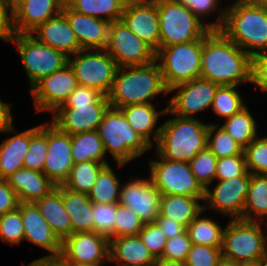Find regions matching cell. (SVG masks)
<instances>
[{
  "label": "cell",
  "mask_w": 267,
  "mask_h": 266,
  "mask_svg": "<svg viewBox=\"0 0 267 266\" xmlns=\"http://www.w3.org/2000/svg\"><path fill=\"white\" fill-rule=\"evenodd\" d=\"M216 182L214 188L208 187L205 190L204 211L212 209L224 217L240 219L251 185L250 172L247 171L244 175Z\"/></svg>",
  "instance_id": "13"
},
{
  "label": "cell",
  "mask_w": 267,
  "mask_h": 266,
  "mask_svg": "<svg viewBox=\"0 0 267 266\" xmlns=\"http://www.w3.org/2000/svg\"><path fill=\"white\" fill-rule=\"evenodd\" d=\"M217 159L218 158L206 147L198 152L189 162L192 173L204 190L215 182Z\"/></svg>",
  "instance_id": "42"
},
{
  "label": "cell",
  "mask_w": 267,
  "mask_h": 266,
  "mask_svg": "<svg viewBox=\"0 0 267 266\" xmlns=\"http://www.w3.org/2000/svg\"><path fill=\"white\" fill-rule=\"evenodd\" d=\"M155 106V104H136L119 108L134 131L152 148L153 140L157 143L160 136L161 125L156 127L159 117L165 115L167 111V106L160 110H157Z\"/></svg>",
  "instance_id": "26"
},
{
  "label": "cell",
  "mask_w": 267,
  "mask_h": 266,
  "mask_svg": "<svg viewBox=\"0 0 267 266\" xmlns=\"http://www.w3.org/2000/svg\"><path fill=\"white\" fill-rule=\"evenodd\" d=\"M13 34L12 10L6 0H0V38L9 43Z\"/></svg>",
  "instance_id": "55"
},
{
  "label": "cell",
  "mask_w": 267,
  "mask_h": 266,
  "mask_svg": "<svg viewBox=\"0 0 267 266\" xmlns=\"http://www.w3.org/2000/svg\"><path fill=\"white\" fill-rule=\"evenodd\" d=\"M15 130L11 104L3 102L2 99H0V132L11 133L15 132Z\"/></svg>",
  "instance_id": "57"
},
{
  "label": "cell",
  "mask_w": 267,
  "mask_h": 266,
  "mask_svg": "<svg viewBox=\"0 0 267 266\" xmlns=\"http://www.w3.org/2000/svg\"><path fill=\"white\" fill-rule=\"evenodd\" d=\"M61 194L72 224V233L94 231L93 203L89 195L71 191L63 185H61Z\"/></svg>",
  "instance_id": "30"
},
{
  "label": "cell",
  "mask_w": 267,
  "mask_h": 266,
  "mask_svg": "<svg viewBox=\"0 0 267 266\" xmlns=\"http://www.w3.org/2000/svg\"><path fill=\"white\" fill-rule=\"evenodd\" d=\"M256 5L267 10V0H252Z\"/></svg>",
  "instance_id": "64"
},
{
  "label": "cell",
  "mask_w": 267,
  "mask_h": 266,
  "mask_svg": "<svg viewBox=\"0 0 267 266\" xmlns=\"http://www.w3.org/2000/svg\"><path fill=\"white\" fill-rule=\"evenodd\" d=\"M24 0H6L9 8L13 10L17 5H19Z\"/></svg>",
  "instance_id": "62"
},
{
  "label": "cell",
  "mask_w": 267,
  "mask_h": 266,
  "mask_svg": "<svg viewBox=\"0 0 267 266\" xmlns=\"http://www.w3.org/2000/svg\"><path fill=\"white\" fill-rule=\"evenodd\" d=\"M116 214L117 204L93 203L92 217L94 221V231L105 235L109 239L115 238Z\"/></svg>",
  "instance_id": "46"
},
{
  "label": "cell",
  "mask_w": 267,
  "mask_h": 266,
  "mask_svg": "<svg viewBox=\"0 0 267 266\" xmlns=\"http://www.w3.org/2000/svg\"><path fill=\"white\" fill-rule=\"evenodd\" d=\"M246 168L250 174L267 175V136H257L245 149Z\"/></svg>",
  "instance_id": "44"
},
{
  "label": "cell",
  "mask_w": 267,
  "mask_h": 266,
  "mask_svg": "<svg viewBox=\"0 0 267 266\" xmlns=\"http://www.w3.org/2000/svg\"><path fill=\"white\" fill-rule=\"evenodd\" d=\"M68 63L74 71L78 85L95 88L108 96L118 65L105 49L80 50Z\"/></svg>",
  "instance_id": "10"
},
{
  "label": "cell",
  "mask_w": 267,
  "mask_h": 266,
  "mask_svg": "<svg viewBox=\"0 0 267 266\" xmlns=\"http://www.w3.org/2000/svg\"><path fill=\"white\" fill-rule=\"evenodd\" d=\"M201 201L203 202L204 198L161 195L159 214L187 228L190 222L204 210Z\"/></svg>",
  "instance_id": "31"
},
{
  "label": "cell",
  "mask_w": 267,
  "mask_h": 266,
  "mask_svg": "<svg viewBox=\"0 0 267 266\" xmlns=\"http://www.w3.org/2000/svg\"><path fill=\"white\" fill-rule=\"evenodd\" d=\"M105 50L118 67L142 66L156 60V51L139 39L121 19L110 23Z\"/></svg>",
  "instance_id": "12"
},
{
  "label": "cell",
  "mask_w": 267,
  "mask_h": 266,
  "mask_svg": "<svg viewBox=\"0 0 267 266\" xmlns=\"http://www.w3.org/2000/svg\"><path fill=\"white\" fill-rule=\"evenodd\" d=\"M97 132L105 152L112 156L118 168L124 167L152 148L134 131L119 109H108Z\"/></svg>",
  "instance_id": "5"
},
{
  "label": "cell",
  "mask_w": 267,
  "mask_h": 266,
  "mask_svg": "<svg viewBox=\"0 0 267 266\" xmlns=\"http://www.w3.org/2000/svg\"><path fill=\"white\" fill-rule=\"evenodd\" d=\"M247 172L245 154L217 159L216 180H227Z\"/></svg>",
  "instance_id": "50"
},
{
  "label": "cell",
  "mask_w": 267,
  "mask_h": 266,
  "mask_svg": "<svg viewBox=\"0 0 267 266\" xmlns=\"http://www.w3.org/2000/svg\"><path fill=\"white\" fill-rule=\"evenodd\" d=\"M31 35L41 43L71 57L82 50L74 31L69 26L66 16L61 12L40 24Z\"/></svg>",
  "instance_id": "24"
},
{
  "label": "cell",
  "mask_w": 267,
  "mask_h": 266,
  "mask_svg": "<svg viewBox=\"0 0 267 266\" xmlns=\"http://www.w3.org/2000/svg\"><path fill=\"white\" fill-rule=\"evenodd\" d=\"M83 104H110L108 96H105L95 88L78 85L70 94L68 100L63 105H83Z\"/></svg>",
  "instance_id": "52"
},
{
  "label": "cell",
  "mask_w": 267,
  "mask_h": 266,
  "mask_svg": "<svg viewBox=\"0 0 267 266\" xmlns=\"http://www.w3.org/2000/svg\"><path fill=\"white\" fill-rule=\"evenodd\" d=\"M267 175L251 174V185L241 220L266 222L267 225ZM266 219V220H264Z\"/></svg>",
  "instance_id": "32"
},
{
  "label": "cell",
  "mask_w": 267,
  "mask_h": 266,
  "mask_svg": "<svg viewBox=\"0 0 267 266\" xmlns=\"http://www.w3.org/2000/svg\"><path fill=\"white\" fill-rule=\"evenodd\" d=\"M114 169L107 164L99 173L91 192L88 194L92 203L118 204L121 181Z\"/></svg>",
  "instance_id": "38"
},
{
  "label": "cell",
  "mask_w": 267,
  "mask_h": 266,
  "mask_svg": "<svg viewBox=\"0 0 267 266\" xmlns=\"http://www.w3.org/2000/svg\"><path fill=\"white\" fill-rule=\"evenodd\" d=\"M263 222L230 219L224 229L222 255L236 262H253L267 257V233Z\"/></svg>",
  "instance_id": "7"
},
{
  "label": "cell",
  "mask_w": 267,
  "mask_h": 266,
  "mask_svg": "<svg viewBox=\"0 0 267 266\" xmlns=\"http://www.w3.org/2000/svg\"><path fill=\"white\" fill-rule=\"evenodd\" d=\"M127 0H70L66 5L81 14L109 22L121 19Z\"/></svg>",
  "instance_id": "33"
},
{
  "label": "cell",
  "mask_w": 267,
  "mask_h": 266,
  "mask_svg": "<svg viewBox=\"0 0 267 266\" xmlns=\"http://www.w3.org/2000/svg\"><path fill=\"white\" fill-rule=\"evenodd\" d=\"M107 164L109 163L94 160L74 163L63 186L74 192L89 194L100 171Z\"/></svg>",
  "instance_id": "35"
},
{
  "label": "cell",
  "mask_w": 267,
  "mask_h": 266,
  "mask_svg": "<svg viewBox=\"0 0 267 266\" xmlns=\"http://www.w3.org/2000/svg\"><path fill=\"white\" fill-rule=\"evenodd\" d=\"M220 31L251 57L267 54V10L252 0L227 5Z\"/></svg>",
  "instance_id": "2"
},
{
  "label": "cell",
  "mask_w": 267,
  "mask_h": 266,
  "mask_svg": "<svg viewBox=\"0 0 267 266\" xmlns=\"http://www.w3.org/2000/svg\"><path fill=\"white\" fill-rule=\"evenodd\" d=\"M71 135L48 122V151L43 173L56 185H63L74 164Z\"/></svg>",
  "instance_id": "20"
},
{
  "label": "cell",
  "mask_w": 267,
  "mask_h": 266,
  "mask_svg": "<svg viewBox=\"0 0 267 266\" xmlns=\"http://www.w3.org/2000/svg\"><path fill=\"white\" fill-rule=\"evenodd\" d=\"M150 159V179L161 195H180L204 198L205 190L192 173L190 163L163 159Z\"/></svg>",
  "instance_id": "11"
},
{
  "label": "cell",
  "mask_w": 267,
  "mask_h": 266,
  "mask_svg": "<svg viewBox=\"0 0 267 266\" xmlns=\"http://www.w3.org/2000/svg\"><path fill=\"white\" fill-rule=\"evenodd\" d=\"M203 212L204 210L186 228L192 244L222 247L225 228L214 219L201 217Z\"/></svg>",
  "instance_id": "37"
},
{
  "label": "cell",
  "mask_w": 267,
  "mask_h": 266,
  "mask_svg": "<svg viewBox=\"0 0 267 266\" xmlns=\"http://www.w3.org/2000/svg\"><path fill=\"white\" fill-rule=\"evenodd\" d=\"M221 127L245 149L257 136L258 128L255 118L246 106L239 113L224 119Z\"/></svg>",
  "instance_id": "36"
},
{
  "label": "cell",
  "mask_w": 267,
  "mask_h": 266,
  "mask_svg": "<svg viewBox=\"0 0 267 266\" xmlns=\"http://www.w3.org/2000/svg\"><path fill=\"white\" fill-rule=\"evenodd\" d=\"M6 180L16 192L19 202H35L56 188L44 173L24 167L16 170Z\"/></svg>",
  "instance_id": "27"
},
{
  "label": "cell",
  "mask_w": 267,
  "mask_h": 266,
  "mask_svg": "<svg viewBox=\"0 0 267 266\" xmlns=\"http://www.w3.org/2000/svg\"><path fill=\"white\" fill-rule=\"evenodd\" d=\"M207 148L218 158L244 154V149L217 123H209Z\"/></svg>",
  "instance_id": "41"
},
{
  "label": "cell",
  "mask_w": 267,
  "mask_h": 266,
  "mask_svg": "<svg viewBox=\"0 0 267 266\" xmlns=\"http://www.w3.org/2000/svg\"><path fill=\"white\" fill-rule=\"evenodd\" d=\"M22 266H25V263H22ZM27 266H68V264L61 257H40Z\"/></svg>",
  "instance_id": "58"
},
{
  "label": "cell",
  "mask_w": 267,
  "mask_h": 266,
  "mask_svg": "<svg viewBox=\"0 0 267 266\" xmlns=\"http://www.w3.org/2000/svg\"><path fill=\"white\" fill-rule=\"evenodd\" d=\"M110 107V104L61 105L50 122L71 136L95 131Z\"/></svg>",
  "instance_id": "17"
},
{
  "label": "cell",
  "mask_w": 267,
  "mask_h": 266,
  "mask_svg": "<svg viewBox=\"0 0 267 266\" xmlns=\"http://www.w3.org/2000/svg\"><path fill=\"white\" fill-rule=\"evenodd\" d=\"M77 86L76 76L68 63L51 75L41 78L29 90L37 112L53 113L68 100Z\"/></svg>",
  "instance_id": "15"
},
{
  "label": "cell",
  "mask_w": 267,
  "mask_h": 266,
  "mask_svg": "<svg viewBox=\"0 0 267 266\" xmlns=\"http://www.w3.org/2000/svg\"><path fill=\"white\" fill-rule=\"evenodd\" d=\"M192 242L187 230L168 239L161 258L185 262Z\"/></svg>",
  "instance_id": "51"
},
{
  "label": "cell",
  "mask_w": 267,
  "mask_h": 266,
  "mask_svg": "<svg viewBox=\"0 0 267 266\" xmlns=\"http://www.w3.org/2000/svg\"><path fill=\"white\" fill-rule=\"evenodd\" d=\"M61 0H24L12 10L14 33H31L62 12Z\"/></svg>",
  "instance_id": "23"
},
{
  "label": "cell",
  "mask_w": 267,
  "mask_h": 266,
  "mask_svg": "<svg viewBox=\"0 0 267 266\" xmlns=\"http://www.w3.org/2000/svg\"><path fill=\"white\" fill-rule=\"evenodd\" d=\"M219 85L213 82L196 78L172 87L169 94L175 95L166 101L167 109L174 115L182 118H196L197 113L211 108Z\"/></svg>",
  "instance_id": "14"
},
{
  "label": "cell",
  "mask_w": 267,
  "mask_h": 266,
  "mask_svg": "<svg viewBox=\"0 0 267 266\" xmlns=\"http://www.w3.org/2000/svg\"><path fill=\"white\" fill-rule=\"evenodd\" d=\"M154 222L160 227L161 231L166 235L167 239H171L177 235H180L186 230L183 225L160 214L157 216Z\"/></svg>",
  "instance_id": "56"
},
{
  "label": "cell",
  "mask_w": 267,
  "mask_h": 266,
  "mask_svg": "<svg viewBox=\"0 0 267 266\" xmlns=\"http://www.w3.org/2000/svg\"><path fill=\"white\" fill-rule=\"evenodd\" d=\"M110 240L92 232L72 233L62 241L60 257L67 264L109 262Z\"/></svg>",
  "instance_id": "16"
},
{
  "label": "cell",
  "mask_w": 267,
  "mask_h": 266,
  "mask_svg": "<svg viewBox=\"0 0 267 266\" xmlns=\"http://www.w3.org/2000/svg\"><path fill=\"white\" fill-rule=\"evenodd\" d=\"M261 266H267V257L264 259H261Z\"/></svg>",
  "instance_id": "65"
},
{
  "label": "cell",
  "mask_w": 267,
  "mask_h": 266,
  "mask_svg": "<svg viewBox=\"0 0 267 266\" xmlns=\"http://www.w3.org/2000/svg\"><path fill=\"white\" fill-rule=\"evenodd\" d=\"M24 226V240L44 248L49 253L43 257H60L62 241L53 232L34 202H20L18 205Z\"/></svg>",
  "instance_id": "21"
},
{
  "label": "cell",
  "mask_w": 267,
  "mask_h": 266,
  "mask_svg": "<svg viewBox=\"0 0 267 266\" xmlns=\"http://www.w3.org/2000/svg\"><path fill=\"white\" fill-rule=\"evenodd\" d=\"M121 20L156 52L159 50V16L156 0L127 1Z\"/></svg>",
  "instance_id": "19"
},
{
  "label": "cell",
  "mask_w": 267,
  "mask_h": 266,
  "mask_svg": "<svg viewBox=\"0 0 267 266\" xmlns=\"http://www.w3.org/2000/svg\"><path fill=\"white\" fill-rule=\"evenodd\" d=\"M72 158L74 163L94 160L108 162L102 140L97 130L71 136Z\"/></svg>",
  "instance_id": "34"
},
{
  "label": "cell",
  "mask_w": 267,
  "mask_h": 266,
  "mask_svg": "<svg viewBox=\"0 0 267 266\" xmlns=\"http://www.w3.org/2000/svg\"><path fill=\"white\" fill-rule=\"evenodd\" d=\"M107 262H97V263H85V264H68V266H104Z\"/></svg>",
  "instance_id": "61"
},
{
  "label": "cell",
  "mask_w": 267,
  "mask_h": 266,
  "mask_svg": "<svg viewBox=\"0 0 267 266\" xmlns=\"http://www.w3.org/2000/svg\"><path fill=\"white\" fill-rule=\"evenodd\" d=\"M159 94L169 95V90L155 60L142 66L119 67L108 100L112 108L119 109L126 105L154 104Z\"/></svg>",
  "instance_id": "3"
},
{
  "label": "cell",
  "mask_w": 267,
  "mask_h": 266,
  "mask_svg": "<svg viewBox=\"0 0 267 266\" xmlns=\"http://www.w3.org/2000/svg\"><path fill=\"white\" fill-rule=\"evenodd\" d=\"M159 16V49L199 40L211 29L186 6L171 0H156Z\"/></svg>",
  "instance_id": "6"
},
{
  "label": "cell",
  "mask_w": 267,
  "mask_h": 266,
  "mask_svg": "<svg viewBox=\"0 0 267 266\" xmlns=\"http://www.w3.org/2000/svg\"><path fill=\"white\" fill-rule=\"evenodd\" d=\"M9 43L16 45L30 88L41 78L63 68L69 57L39 42L30 33H14Z\"/></svg>",
  "instance_id": "9"
},
{
  "label": "cell",
  "mask_w": 267,
  "mask_h": 266,
  "mask_svg": "<svg viewBox=\"0 0 267 266\" xmlns=\"http://www.w3.org/2000/svg\"><path fill=\"white\" fill-rule=\"evenodd\" d=\"M19 199L7 180L0 179V215L18 208Z\"/></svg>",
  "instance_id": "54"
},
{
  "label": "cell",
  "mask_w": 267,
  "mask_h": 266,
  "mask_svg": "<svg viewBox=\"0 0 267 266\" xmlns=\"http://www.w3.org/2000/svg\"><path fill=\"white\" fill-rule=\"evenodd\" d=\"M110 240L109 262L117 266H153L156 259L139 235L121 236Z\"/></svg>",
  "instance_id": "25"
},
{
  "label": "cell",
  "mask_w": 267,
  "mask_h": 266,
  "mask_svg": "<svg viewBox=\"0 0 267 266\" xmlns=\"http://www.w3.org/2000/svg\"><path fill=\"white\" fill-rule=\"evenodd\" d=\"M222 247L192 244L185 266H216L222 257Z\"/></svg>",
  "instance_id": "48"
},
{
  "label": "cell",
  "mask_w": 267,
  "mask_h": 266,
  "mask_svg": "<svg viewBox=\"0 0 267 266\" xmlns=\"http://www.w3.org/2000/svg\"><path fill=\"white\" fill-rule=\"evenodd\" d=\"M160 191L150 177L129 178L128 183L120 186L119 204L130 208L144 223L154 222L159 215Z\"/></svg>",
  "instance_id": "18"
},
{
  "label": "cell",
  "mask_w": 267,
  "mask_h": 266,
  "mask_svg": "<svg viewBox=\"0 0 267 266\" xmlns=\"http://www.w3.org/2000/svg\"><path fill=\"white\" fill-rule=\"evenodd\" d=\"M57 237L63 241L72 234V224L61 194V185L34 202Z\"/></svg>",
  "instance_id": "28"
},
{
  "label": "cell",
  "mask_w": 267,
  "mask_h": 266,
  "mask_svg": "<svg viewBox=\"0 0 267 266\" xmlns=\"http://www.w3.org/2000/svg\"><path fill=\"white\" fill-rule=\"evenodd\" d=\"M175 3L186 6L195 16H197L202 22L208 18V15H212L219 9V15L216 16V20L212 22H204L211 30H220L225 20V9L226 7L220 8V2L222 0H171ZM212 13V14H211ZM207 16V17H206Z\"/></svg>",
  "instance_id": "43"
},
{
  "label": "cell",
  "mask_w": 267,
  "mask_h": 266,
  "mask_svg": "<svg viewBox=\"0 0 267 266\" xmlns=\"http://www.w3.org/2000/svg\"><path fill=\"white\" fill-rule=\"evenodd\" d=\"M240 266H261V260L253 261V262H242Z\"/></svg>",
  "instance_id": "63"
},
{
  "label": "cell",
  "mask_w": 267,
  "mask_h": 266,
  "mask_svg": "<svg viewBox=\"0 0 267 266\" xmlns=\"http://www.w3.org/2000/svg\"><path fill=\"white\" fill-rule=\"evenodd\" d=\"M216 266H240V263L222 255Z\"/></svg>",
  "instance_id": "60"
},
{
  "label": "cell",
  "mask_w": 267,
  "mask_h": 266,
  "mask_svg": "<svg viewBox=\"0 0 267 266\" xmlns=\"http://www.w3.org/2000/svg\"><path fill=\"white\" fill-rule=\"evenodd\" d=\"M171 118L161 124L156 152L166 160L190 162L201 150L207 147L209 124L197 118L175 116L167 109Z\"/></svg>",
  "instance_id": "4"
},
{
  "label": "cell",
  "mask_w": 267,
  "mask_h": 266,
  "mask_svg": "<svg viewBox=\"0 0 267 266\" xmlns=\"http://www.w3.org/2000/svg\"><path fill=\"white\" fill-rule=\"evenodd\" d=\"M202 38L193 42L162 47L156 52L165 87L200 78Z\"/></svg>",
  "instance_id": "8"
},
{
  "label": "cell",
  "mask_w": 267,
  "mask_h": 266,
  "mask_svg": "<svg viewBox=\"0 0 267 266\" xmlns=\"http://www.w3.org/2000/svg\"><path fill=\"white\" fill-rule=\"evenodd\" d=\"M138 235L155 259L162 257L168 239L155 222L145 223Z\"/></svg>",
  "instance_id": "49"
},
{
  "label": "cell",
  "mask_w": 267,
  "mask_h": 266,
  "mask_svg": "<svg viewBox=\"0 0 267 266\" xmlns=\"http://www.w3.org/2000/svg\"><path fill=\"white\" fill-rule=\"evenodd\" d=\"M251 84L267 93V54L251 58Z\"/></svg>",
  "instance_id": "53"
},
{
  "label": "cell",
  "mask_w": 267,
  "mask_h": 266,
  "mask_svg": "<svg viewBox=\"0 0 267 266\" xmlns=\"http://www.w3.org/2000/svg\"><path fill=\"white\" fill-rule=\"evenodd\" d=\"M43 123L30 128V145L23 162L24 168L41 173L48 151V121Z\"/></svg>",
  "instance_id": "39"
},
{
  "label": "cell",
  "mask_w": 267,
  "mask_h": 266,
  "mask_svg": "<svg viewBox=\"0 0 267 266\" xmlns=\"http://www.w3.org/2000/svg\"><path fill=\"white\" fill-rule=\"evenodd\" d=\"M70 0H61V2L66 5Z\"/></svg>",
  "instance_id": "66"
},
{
  "label": "cell",
  "mask_w": 267,
  "mask_h": 266,
  "mask_svg": "<svg viewBox=\"0 0 267 266\" xmlns=\"http://www.w3.org/2000/svg\"><path fill=\"white\" fill-rule=\"evenodd\" d=\"M0 239L12 245H20L24 241L23 220L18 208L0 215Z\"/></svg>",
  "instance_id": "45"
},
{
  "label": "cell",
  "mask_w": 267,
  "mask_h": 266,
  "mask_svg": "<svg viewBox=\"0 0 267 266\" xmlns=\"http://www.w3.org/2000/svg\"><path fill=\"white\" fill-rule=\"evenodd\" d=\"M62 13L66 16L82 50L105 49L111 22L81 14L67 5H63Z\"/></svg>",
  "instance_id": "22"
},
{
  "label": "cell",
  "mask_w": 267,
  "mask_h": 266,
  "mask_svg": "<svg viewBox=\"0 0 267 266\" xmlns=\"http://www.w3.org/2000/svg\"><path fill=\"white\" fill-rule=\"evenodd\" d=\"M144 224L136 212L119 203L117 204L115 237L138 235Z\"/></svg>",
  "instance_id": "47"
},
{
  "label": "cell",
  "mask_w": 267,
  "mask_h": 266,
  "mask_svg": "<svg viewBox=\"0 0 267 266\" xmlns=\"http://www.w3.org/2000/svg\"><path fill=\"white\" fill-rule=\"evenodd\" d=\"M251 58L220 30H211L202 37L200 78L219 86L249 84Z\"/></svg>",
  "instance_id": "1"
},
{
  "label": "cell",
  "mask_w": 267,
  "mask_h": 266,
  "mask_svg": "<svg viewBox=\"0 0 267 266\" xmlns=\"http://www.w3.org/2000/svg\"><path fill=\"white\" fill-rule=\"evenodd\" d=\"M153 266H185L184 262L181 261H174V260H167L164 258L156 259V262Z\"/></svg>",
  "instance_id": "59"
},
{
  "label": "cell",
  "mask_w": 267,
  "mask_h": 266,
  "mask_svg": "<svg viewBox=\"0 0 267 266\" xmlns=\"http://www.w3.org/2000/svg\"><path fill=\"white\" fill-rule=\"evenodd\" d=\"M30 145V128L7 137L0 144V179L6 180L16 170L23 168Z\"/></svg>",
  "instance_id": "29"
},
{
  "label": "cell",
  "mask_w": 267,
  "mask_h": 266,
  "mask_svg": "<svg viewBox=\"0 0 267 266\" xmlns=\"http://www.w3.org/2000/svg\"><path fill=\"white\" fill-rule=\"evenodd\" d=\"M238 86H219L216 90L211 109L219 118L226 119L246 107Z\"/></svg>",
  "instance_id": "40"
}]
</instances>
